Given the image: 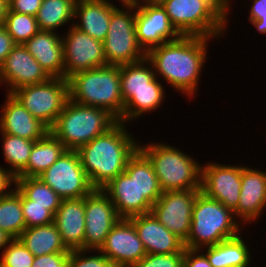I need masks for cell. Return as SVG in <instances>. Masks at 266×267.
<instances>
[{
	"instance_id": "42",
	"label": "cell",
	"mask_w": 266,
	"mask_h": 267,
	"mask_svg": "<svg viewBox=\"0 0 266 267\" xmlns=\"http://www.w3.org/2000/svg\"><path fill=\"white\" fill-rule=\"evenodd\" d=\"M200 249L185 248L183 262L186 267H212L207 256Z\"/></svg>"
},
{
	"instance_id": "33",
	"label": "cell",
	"mask_w": 266,
	"mask_h": 267,
	"mask_svg": "<svg viewBox=\"0 0 266 267\" xmlns=\"http://www.w3.org/2000/svg\"><path fill=\"white\" fill-rule=\"evenodd\" d=\"M32 204L50 205L54 215L60 207L62 198L39 177H15L14 185Z\"/></svg>"
},
{
	"instance_id": "12",
	"label": "cell",
	"mask_w": 266,
	"mask_h": 267,
	"mask_svg": "<svg viewBox=\"0 0 266 267\" xmlns=\"http://www.w3.org/2000/svg\"><path fill=\"white\" fill-rule=\"evenodd\" d=\"M201 189L164 191L152 205V214L184 242L191 230L193 205Z\"/></svg>"
},
{
	"instance_id": "47",
	"label": "cell",
	"mask_w": 266,
	"mask_h": 267,
	"mask_svg": "<svg viewBox=\"0 0 266 267\" xmlns=\"http://www.w3.org/2000/svg\"><path fill=\"white\" fill-rule=\"evenodd\" d=\"M8 9V0H0V26H3L6 12Z\"/></svg>"
},
{
	"instance_id": "34",
	"label": "cell",
	"mask_w": 266,
	"mask_h": 267,
	"mask_svg": "<svg viewBox=\"0 0 266 267\" xmlns=\"http://www.w3.org/2000/svg\"><path fill=\"white\" fill-rule=\"evenodd\" d=\"M1 135L4 160L9 164L10 168L8 165L7 168L10 173L16 177L27 166L35 141L6 133H1Z\"/></svg>"
},
{
	"instance_id": "5",
	"label": "cell",
	"mask_w": 266,
	"mask_h": 267,
	"mask_svg": "<svg viewBox=\"0 0 266 267\" xmlns=\"http://www.w3.org/2000/svg\"><path fill=\"white\" fill-rule=\"evenodd\" d=\"M239 224L231 209L200 190L193 205L191 230L184 242L185 248L203 250L234 238L241 234Z\"/></svg>"
},
{
	"instance_id": "21",
	"label": "cell",
	"mask_w": 266,
	"mask_h": 267,
	"mask_svg": "<svg viewBox=\"0 0 266 267\" xmlns=\"http://www.w3.org/2000/svg\"><path fill=\"white\" fill-rule=\"evenodd\" d=\"M54 224L69 251L84 250L85 197L62 199L54 214Z\"/></svg>"
},
{
	"instance_id": "38",
	"label": "cell",
	"mask_w": 266,
	"mask_h": 267,
	"mask_svg": "<svg viewBox=\"0 0 266 267\" xmlns=\"http://www.w3.org/2000/svg\"><path fill=\"white\" fill-rule=\"evenodd\" d=\"M89 252L91 250L70 251L67 261L68 267H115L100 251L95 250L96 253H99L95 256L94 254L88 256L86 253Z\"/></svg>"
},
{
	"instance_id": "19",
	"label": "cell",
	"mask_w": 266,
	"mask_h": 267,
	"mask_svg": "<svg viewBox=\"0 0 266 267\" xmlns=\"http://www.w3.org/2000/svg\"><path fill=\"white\" fill-rule=\"evenodd\" d=\"M136 228L147 254L184 252V241L169 231L152 212L128 218Z\"/></svg>"
},
{
	"instance_id": "4",
	"label": "cell",
	"mask_w": 266,
	"mask_h": 267,
	"mask_svg": "<svg viewBox=\"0 0 266 267\" xmlns=\"http://www.w3.org/2000/svg\"><path fill=\"white\" fill-rule=\"evenodd\" d=\"M162 7L181 35L215 39L228 28V0H167Z\"/></svg>"
},
{
	"instance_id": "11",
	"label": "cell",
	"mask_w": 266,
	"mask_h": 267,
	"mask_svg": "<svg viewBox=\"0 0 266 267\" xmlns=\"http://www.w3.org/2000/svg\"><path fill=\"white\" fill-rule=\"evenodd\" d=\"M62 36L64 78L83 70L107 65L103 42L94 39L71 24Z\"/></svg>"
},
{
	"instance_id": "28",
	"label": "cell",
	"mask_w": 266,
	"mask_h": 267,
	"mask_svg": "<svg viewBox=\"0 0 266 267\" xmlns=\"http://www.w3.org/2000/svg\"><path fill=\"white\" fill-rule=\"evenodd\" d=\"M124 172L135 180L140 194H143L152 205L155 204L163 191L152 163L139 149L128 160Z\"/></svg>"
},
{
	"instance_id": "30",
	"label": "cell",
	"mask_w": 266,
	"mask_h": 267,
	"mask_svg": "<svg viewBox=\"0 0 266 267\" xmlns=\"http://www.w3.org/2000/svg\"><path fill=\"white\" fill-rule=\"evenodd\" d=\"M151 66L146 57L138 62L120 66L121 95L124 103L132 96V91L153 89L156 76Z\"/></svg>"
},
{
	"instance_id": "16",
	"label": "cell",
	"mask_w": 266,
	"mask_h": 267,
	"mask_svg": "<svg viewBox=\"0 0 266 267\" xmlns=\"http://www.w3.org/2000/svg\"><path fill=\"white\" fill-rule=\"evenodd\" d=\"M135 30L138 44L145 53L181 36L165 9L158 5H136Z\"/></svg>"
},
{
	"instance_id": "50",
	"label": "cell",
	"mask_w": 266,
	"mask_h": 267,
	"mask_svg": "<svg viewBox=\"0 0 266 267\" xmlns=\"http://www.w3.org/2000/svg\"><path fill=\"white\" fill-rule=\"evenodd\" d=\"M178 267H186V264L182 261V262L178 265Z\"/></svg>"
},
{
	"instance_id": "6",
	"label": "cell",
	"mask_w": 266,
	"mask_h": 267,
	"mask_svg": "<svg viewBox=\"0 0 266 267\" xmlns=\"http://www.w3.org/2000/svg\"><path fill=\"white\" fill-rule=\"evenodd\" d=\"M117 121L106 109L84 106L68 99L50 132L67 150H77L105 133Z\"/></svg>"
},
{
	"instance_id": "1",
	"label": "cell",
	"mask_w": 266,
	"mask_h": 267,
	"mask_svg": "<svg viewBox=\"0 0 266 267\" xmlns=\"http://www.w3.org/2000/svg\"><path fill=\"white\" fill-rule=\"evenodd\" d=\"M210 39L213 40L201 36L181 35L176 40L152 48L146 53V58L155 69L158 79L160 75L171 87L190 98L198 91Z\"/></svg>"
},
{
	"instance_id": "20",
	"label": "cell",
	"mask_w": 266,
	"mask_h": 267,
	"mask_svg": "<svg viewBox=\"0 0 266 267\" xmlns=\"http://www.w3.org/2000/svg\"><path fill=\"white\" fill-rule=\"evenodd\" d=\"M6 97L0 113V133L38 141L50 131L11 94Z\"/></svg>"
},
{
	"instance_id": "3",
	"label": "cell",
	"mask_w": 266,
	"mask_h": 267,
	"mask_svg": "<svg viewBox=\"0 0 266 267\" xmlns=\"http://www.w3.org/2000/svg\"><path fill=\"white\" fill-rule=\"evenodd\" d=\"M67 80L69 99L84 106L106 109L123 122L120 66L106 65L83 70L72 74Z\"/></svg>"
},
{
	"instance_id": "43",
	"label": "cell",
	"mask_w": 266,
	"mask_h": 267,
	"mask_svg": "<svg viewBox=\"0 0 266 267\" xmlns=\"http://www.w3.org/2000/svg\"><path fill=\"white\" fill-rule=\"evenodd\" d=\"M16 44L4 26H0V66Z\"/></svg>"
},
{
	"instance_id": "45",
	"label": "cell",
	"mask_w": 266,
	"mask_h": 267,
	"mask_svg": "<svg viewBox=\"0 0 266 267\" xmlns=\"http://www.w3.org/2000/svg\"><path fill=\"white\" fill-rule=\"evenodd\" d=\"M248 21L260 20L266 15V0H252Z\"/></svg>"
},
{
	"instance_id": "25",
	"label": "cell",
	"mask_w": 266,
	"mask_h": 267,
	"mask_svg": "<svg viewBox=\"0 0 266 267\" xmlns=\"http://www.w3.org/2000/svg\"><path fill=\"white\" fill-rule=\"evenodd\" d=\"M64 144L50 131L35 141L27 166L16 177H38L66 151Z\"/></svg>"
},
{
	"instance_id": "32",
	"label": "cell",
	"mask_w": 266,
	"mask_h": 267,
	"mask_svg": "<svg viewBox=\"0 0 266 267\" xmlns=\"http://www.w3.org/2000/svg\"><path fill=\"white\" fill-rule=\"evenodd\" d=\"M25 228L21 192L15 187L8 195L0 197V229L12 238H19Z\"/></svg>"
},
{
	"instance_id": "14",
	"label": "cell",
	"mask_w": 266,
	"mask_h": 267,
	"mask_svg": "<svg viewBox=\"0 0 266 267\" xmlns=\"http://www.w3.org/2000/svg\"><path fill=\"white\" fill-rule=\"evenodd\" d=\"M243 166L208 162L201 166V192L234 211L239 202Z\"/></svg>"
},
{
	"instance_id": "22",
	"label": "cell",
	"mask_w": 266,
	"mask_h": 267,
	"mask_svg": "<svg viewBox=\"0 0 266 267\" xmlns=\"http://www.w3.org/2000/svg\"><path fill=\"white\" fill-rule=\"evenodd\" d=\"M102 190L109 196L121 218L149 213L152 204L140 194L134 179L125 172L112 179Z\"/></svg>"
},
{
	"instance_id": "41",
	"label": "cell",
	"mask_w": 266,
	"mask_h": 267,
	"mask_svg": "<svg viewBox=\"0 0 266 267\" xmlns=\"http://www.w3.org/2000/svg\"><path fill=\"white\" fill-rule=\"evenodd\" d=\"M43 0H8V9L20 14L36 16Z\"/></svg>"
},
{
	"instance_id": "7",
	"label": "cell",
	"mask_w": 266,
	"mask_h": 267,
	"mask_svg": "<svg viewBox=\"0 0 266 267\" xmlns=\"http://www.w3.org/2000/svg\"><path fill=\"white\" fill-rule=\"evenodd\" d=\"M139 150L152 163L163 192L201 189L202 164L181 149L166 143L141 145L139 142Z\"/></svg>"
},
{
	"instance_id": "44",
	"label": "cell",
	"mask_w": 266,
	"mask_h": 267,
	"mask_svg": "<svg viewBox=\"0 0 266 267\" xmlns=\"http://www.w3.org/2000/svg\"><path fill=\"white\" fill-rule=\"evenodd\" d=\"M15 184V177L10 173V171L0 166V197L8 195L12 190V187Z\"/></svg>"
},
{
	"instance_id": "51",
	"label": "cell",
	"mask_w": 266,
	"mask_h": 267,
	"mask_svg": "<svg viewBox=\"0 0 266 267\" xmlns=\"http://www.w3.org/2000/svg\"><path fill=\"white\" fill-rule=\"evenodd\" d=\"M229 1H231V0H228V13H229V9H231V4H230V2ZM230 6V7H229Z\"/></svg>"
},
{
	"instance_id": "27",
	"label": "cell",
	"mask_w": 266,
	"mask_h": 267,
	"mask_svg": "<svg viewBox=\"0 0 266 267\" xmlns=\"http://www.w3.org/2000/svg\"><path fill=\"white\" fill-rule=\"evenodd\" d=\"M19 239L34 256L70 252L62 242L54 222L47 225L25 228Z\"/></svg>"
},
{
	"instance_id": "40",
	"label": "cell",
	"mask_w": 266,
	"mask_h": 267,
	"mask_svg": "<svg viewBox=\"0 0 266 267\" xmlns=\"http://www.w3.org/2000/svg\"><path fill=\"white\" fill-rule=\"evenodd\" d=\"M70 252H58L35 256L32 267H64L67 264Z\"/></svg>"
},
{
	"instance_id": "48",
	"label": "cell",
	"mask_w": 266,
	"mask_h": 267,
	"mask_svg": "<svg viewBox=\"0 0 266 267\" xmlns=\"http://www.w3.org/2000/svg\"><path fill=\"white\" fill-rule=\"evenodd\" d=\"M13 238L5 231L0 229V249L5 248Z\"/></svg>"
},
{
	"instance_id": "37",
	"label": "cell",
	"mask_w": 266,
	"mask_h": 267,
	"mask_svg": "<svg viewBox=\"0 0 266 267\" xmlns=\"http://www.w3.org/2000/svg\"><path fill=\"white\" fill-rule=\"evenodd\" d=\"M21 207L26 228L47 225L54 222V215L50 212V205L32 204L21 193Z\"/></svg>"
},
{
	"instance_id": "15",
	"label": "cell",
	"mask_w": 266,
	"mask_h": 267,
	"mask_svg": "<svg viewBox=\"0 0 266 267\" xmlns=\"http://www.w3.org/2000/svg\"><path fill=\"white\" fill-rule=\"evenodd\" d=\"M98 251L115 267H132L147 254L136 228L127 218L117 222Z\"/></svg>"
},
{
	"instance_id": "36",
	"label": "cell",
	"mask_w": 266,
	"mask_h": 267,
	"mask_svg": "<svg viewBox=\"0 0 266 267\" xmlns=\"http://www.w3.org/2000/svg\"><path fill=\"white\" fill-rule=\"evenodd\" d=\"M1 255L0 267H32L35 257L19 238H13Z\"/></svg>"
},
{
	"instance_id": "8",
	"label": "cell",
	"mask_w": 266,
	"mask_h": 267,
	"mask_svg": "<svg viewBox=\"0 0 266 267\" xmlns=\"http://www.w3.org/2000/svg\"><path fill=\"white\" fill-rule=\"evenodd\" d=\"M121 4L124 9L117 7L112 12L108 33L103 41L107 65L112 66L127 65L146 57L136 38V4L126 0Z\"/></svg>"
},
{
	"instance_id": "49",
	"label": "cell",
	"mask_w": 266,
	"mask_h": 267,
	"mask_svg": "<svg viewBox=\"0 0 266 267\" xmlns=\"http://www.w3.org/2000/svg\"><path fill=\"white\" fill-rule=\"evenodd\" d=\"M166 1L167 0H133V2L136 5H158V6H162Z\"/></svg>"
},
{
	"instance_id": "17",
	"label": "cell",
	"mask_w": 266,
	"mask_h": 267,
	"mask_svg": "<svg viewBox=\"0 0 266 267\" xmlns=\"http://www.w3.org/2000/svg\"><path fill=\"white\" fill-rule=\"evenodd\" d=\"M50 78L23 44H16L0 66V85H9L8 94L26 85L44 83Z\"/></svg>"
},
{
	"instance_id": "18",
	"label": "cell",
	"mask_w": 266,
	"mask_h": 267,
	"mask_svg": "<svg viewBox=\"0 0 266 267\" xmlns=\"http://www.w3.org/2000/svg\"><path fill=\"white\" fill-rule=\"evenodd\" d=\"M241 190L237 208L233 211L239 223L250 224L260 219L266 208V173L263 170L243 166Z\"/></svg>"
},
{
	"instance_id": "39",
	"label": "cell",
	"mask_w": 266,
	"mask_h": 267,
	"mask_svg": "<svg viewBox=\"0 0 266 267\" xmlns=\"http://www.w3.org/2000/svg\"><path fill=\"white\" fill-rule=\"evenodd\" d=\"M184 252L173 254H146L132 267H178L183 261Z\"/></svg>"
},
{
	"instance_id": "35",
	"label": "cell",
	"mask_w": 266,
	"mask_h": 267,
	"mask_svg": "<svg viewBox=\"0 0 266 267\" xmlns=\"http://www.w3.org/2000/svg\"><path fill=\"white\" fill-rule=\"evenodd\" d=\"M3 26L15 44H24L39 31L35 16L20 14L9 9H7Z\"/></svg>"
},
{
	"instance_id": "13",
	"label": "cell",
	"mask_w": 266,
	"mask_h": 267,
	"mask_svg": "<svg viewBox=\"0 0 266 267\" xmlns=\"http://www.w3.org/2000/svg\"><path fill=\"white\" fill-rule=\"evenodd\" d=\"M120 219L114 204L102 189H94L85 196L84 250H99Z\"/></svg>"
},
{
	"instance_id": "31",
	"label": "cell",
	"mask_w": 266,
	"mask_h": 267,
	"mask_svg": "<svg viewBox=\"0 0 266 267\" xmlns=\"http://www.w3.org/2000/svg\"><path fill=\"white\" fill-rule=\"evenodd\" d=\"M75 3L76 0H43L35 16L39 30L55 32L74 21Z\"/></svg>"
},
{
	"instance_id": "2",
	"label": "cell",
	"mask_w": 266,
	"mask_h": 267,
	"mask_svg": "<svg viewBox=\"0 0 266 267\" xmlns=\"http://www.w3.org/2000/svg\"><path fill=\"white\" fill-rule=\"evenodd\" d=\"M117 121L105 133L76 150L91 185L102 189L125 171L128 160L139 149V140ZM135 139V140H134Z\"/></svg>"
},
{
	"instance_id": "46",
	"label": "cell",
	"mask_w": 266,
	"mask_h": 267,
	"mask_svg": "<svg viewBox=\"0 0 266 267\" xmlns=\"http://www.w3.org/2000/svg\"><path fill=\"white\" fill-rule=\"evenodd\" d=\"M259 33L266 34V15H262L260 20L250 21Z\"/></svg>"
},
{
	"instance_id": "24",
	"label": "cell",
	"mask_w": 266,
	"mask_h": 267,
	"mask_svg": "<svg viewBox=\"0 0 266 267\" xmlns=\"http://www.w3.org/2000/svg\"><path fill=\"white\" fill-rule=\"evenodd\" d=\"M110 0H76L74 6V27L103 42L108 33L110 17L117 8Z\"/></svg>"
},
{
	"instance_id": "10",
	"label": "cell",
	"mask_w": 266,
	"mask_h": 267,
	"mask_svg": "<svg viewBox=\"0 0 266 267\" xmlns=\"http://www.w3.org/2000/svg\"><path fill=\"white\" fill-rule=\"evenodd\" d=\"M38 177L62 199L83 198L95 189L80 163L76 150H66Z\"/></svg>"
},
{
	"instance_id": "26",
	"label": "cell",
	"mask_w": 266,
	"mask_h": 267,
	"mask_svg": "<svg viewBox=\"0 0 266 267\" xmlns=\"http://www.w3.org/2000/svg\"><path fill=\"white\" fill-rule=\"evenodd\" d=\"M240 235L216 245L204 247L206 249L204 254L212 267H249L252 257L250 248Z\"/></svg>"
},
{
	"instance_id": "9",
	"label": "cell",
	"mask_w": 266,
	"mask_h": 267,
	"mask_svg": "<svg viewBox=\"0 0 266 267\" xmlns=\"http://www.w3.org/2000/svg\"><path fill=\"white\" fill-rule=\"evenodd\" d=\"M11 95L50 129L69 99L68 80L50 78L44 83L20 87Z\"/></svg>"
},
{
	"instance_id": "29",
	"label": "cell",
	"mask_w": 266,
	"mask_h": 267,
	"mask_svg": "<svg viewBox=\"0 0 266 267\" xmlns=\"http://www.w3.org/2000/svg\"><path fill=\"white\" fill-rule=\"evenodd\" d=\"M165 92L157 77L153 80V89L132 91V96L124 103L123 123L129 126L130 122L142 117L143 114L157 110L161 103H164Z\"/></svg>"
},
{
	"instance_id": "23",
	"label": "cell",
	"mask_w": 266,
	"mask_h": 267,
	"mask_svg": "<svg viewBox=\"0 0 266 267\" xmlns=\"http://www.w3.org/2000/svg\"><path fill=\"white\" fill-rule=\"evenodd\" d=\"M23 45L51 78H64L62 35L39 30Z\"/></svg>"
}]
</instances>
